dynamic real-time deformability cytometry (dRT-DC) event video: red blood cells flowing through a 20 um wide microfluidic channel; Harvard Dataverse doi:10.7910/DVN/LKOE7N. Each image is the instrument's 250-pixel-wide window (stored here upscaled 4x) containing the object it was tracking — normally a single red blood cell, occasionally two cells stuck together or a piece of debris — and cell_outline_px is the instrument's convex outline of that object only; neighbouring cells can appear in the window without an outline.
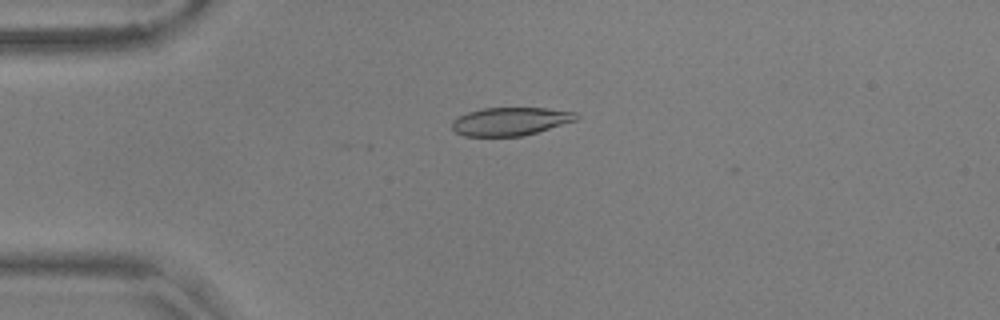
{"species": "common noctule bat (a hibernating species)", "species_latin": "Nyctalus noctula", "temperature_condition": "warm", "stored_images_in_passage": 20, "camera_frame_rate_fps": 3000, "um_per_image_px": 0.085, "animal": {"sex": "male", "body_mass_g": 17.9, "forearm_length_mm": 54.2}, "frame": {"image": 1, "passage_image": 1, "time_ms": 0.0, "image_size_px": [1000, 320], "cell_outline_px": [[580, 116], [576, 120], [536, 132], [520, 136], [464, 136], [456, 132], [452, 128], [452, 120], [468, 112], [484, 108], [544, 108], [576, 112]], "centroid_in_image_um": [43.37, 10.31], "position_along_channel_um": 41.6, "area_um2": 20.17}}
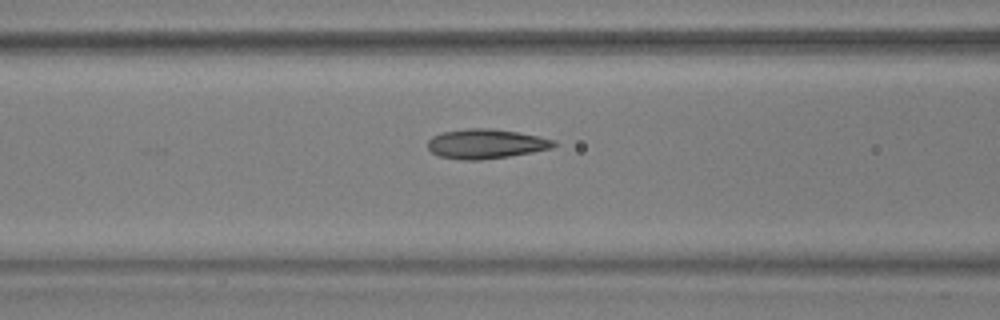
{"frame": {"image": 2, "passage_image": 10, "time_ms": 3.0, "image_size_px": [1000, 320], "cell_outline_px": [[556, 144], [552, 148], [532, 152], [508, 156], [480, 160], [460, 160], [440, 156], [432, 152], [428, 148], [428, 140], [432, 136], [444, 132], [468, 128], [492, 128], [516, 132], [556, 140]], "centroid_in_image_um": [41.29, 12.23], "position_along_channel_um": 125.3, "area_um2": 21.56}}
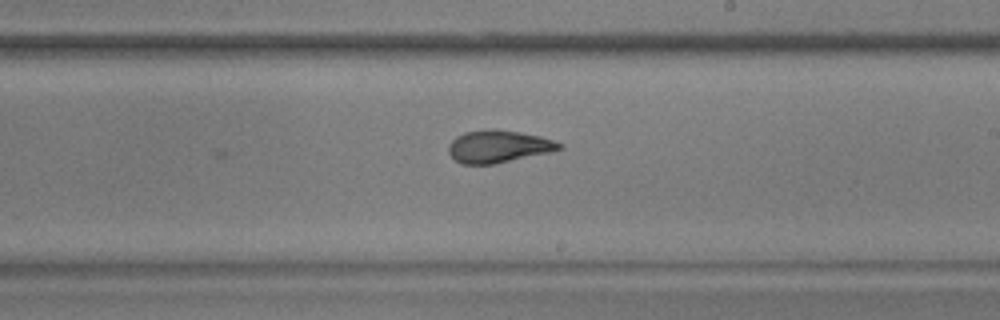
{"frame": {"image": 3, "passage_image": 20, "time_ms": 6.333, "image_size_px": [1000, 320], "cell_outline_px": [[564, 148], [552, 152], [496, 164], [460, 164], [448, 152], [448, 144], [456, 136], [464, 132], [492, 128], [496, 128], [520, 132], [540, 136], [564, 144]], "centroid_in_image_um": [42.38, 12.44], "position_along_channel_um": 246.6, "area_um2": 21.27}}